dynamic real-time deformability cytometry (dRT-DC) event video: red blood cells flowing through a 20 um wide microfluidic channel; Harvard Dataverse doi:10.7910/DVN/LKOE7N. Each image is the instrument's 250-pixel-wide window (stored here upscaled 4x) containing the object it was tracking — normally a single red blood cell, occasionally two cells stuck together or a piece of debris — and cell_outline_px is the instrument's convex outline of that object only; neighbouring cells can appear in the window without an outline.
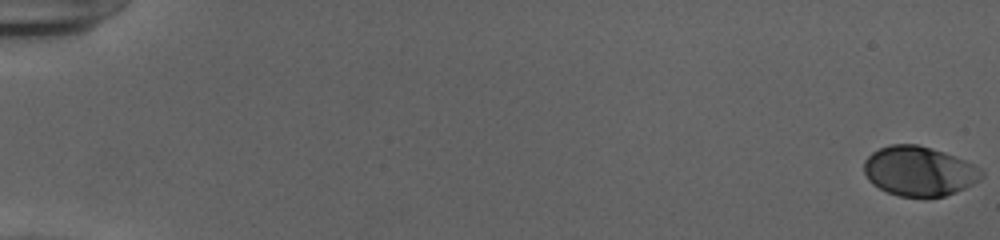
{"species": "human", "species_latin": "Homo sapiens", "temperature_condition": "cold", "stored_images_in_passage": 54, "camera_frame_rate_fps": 3000, "um_per_image_px": 0.085, "donor": {"sex": "female"}, "frame": {"image": 1, "passage_image": 1, "time_ms": 0.0, "image_size_px": [1000, 240], "cell_outline_px": [[984, 172], [972, 184], [956, 192], [944, 196], [924, 200], [900, 196], [888, 192], [872, 184], [868, 180], [864, 172], [864, 160], [872, 152], [880, 148], [892, 144], [916, 144], [932, 148], [944, 152], [964, 160], [980, 168]], "centroid_in_image_um": [78.09, 14.57], "position_along_channel_um": 6.9, "area_um2": 34.22}}
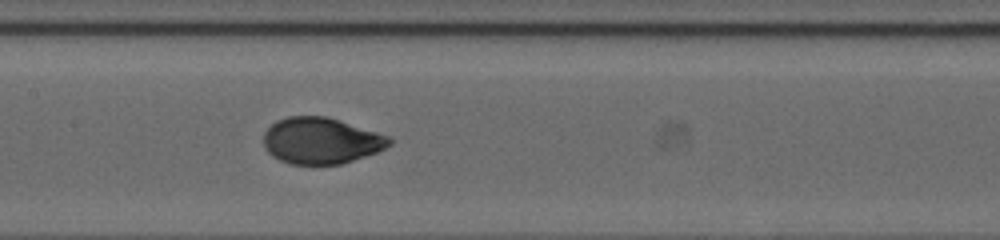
{"frame": {"image": 2, "passage_image": 29, "time_ms": 9.333, "image_size_px": [1000, 240], "cell_outline_px": [[392, 144], [376, 152], [340, 164], [288, 164], [272, 156], [264, 148], [264, 132], [276, 120], [288, 116], [328, 116], [392, 136]], "centroid_in_image_um": [27.3, 11.94], "position_along_channel_um": 180.1, "area_um2": 34.16}}
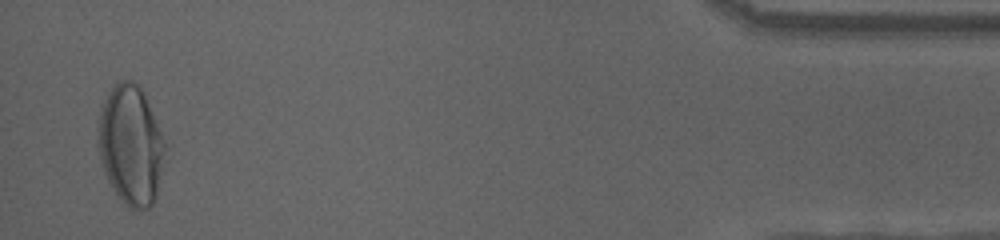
{"frame": {"image": 3, "passage_image": 53, "time_ms": 17.333, "image_size_px": [1000, 240], "cell_outline_px": [[168, 148], [156, 196], [152, 204], [148, 208], [128, 208], [120, 200], [112, 188], [104, 172], [100, 160], [96, 144], [100, 104], [112, 88], [120, 80], [128, 80], [136, 84], [140, 88], [148, 104]], "centroid_in_image_um": [11.1, 12.37], "position_along_channel_um": 424.1, "area_um2": 46.93}, "authors_computed_cell_mechanics": {"area_um2": 34.1887, "velocity_mm_per_s": 3.9258, "shape_relaxation_time_tau1_ms": 3.5545, "shape_relaxation_time_tau2_ms": null, "deformation_change_tau1": 0.1658, "deformation_change_tau2": null}}